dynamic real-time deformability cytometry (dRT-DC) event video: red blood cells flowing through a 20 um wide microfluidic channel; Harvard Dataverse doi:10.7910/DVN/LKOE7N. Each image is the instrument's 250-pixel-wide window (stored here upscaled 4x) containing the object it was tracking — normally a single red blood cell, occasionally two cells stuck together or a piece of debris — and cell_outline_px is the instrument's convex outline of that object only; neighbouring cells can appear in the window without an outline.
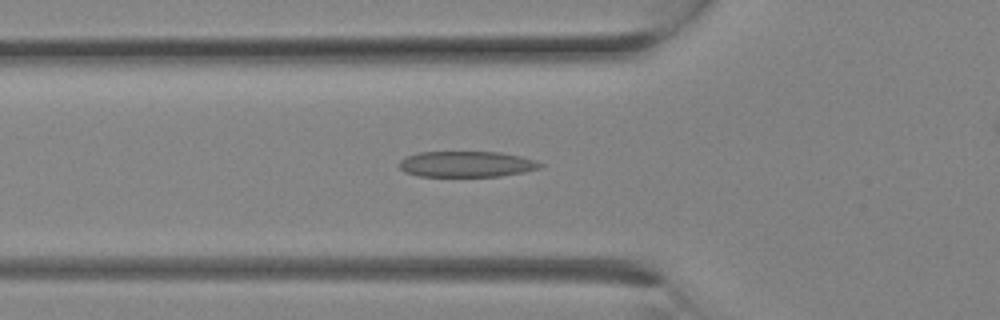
{"species": "Egyptian fruit bat (a non-hibernating species)", "species_latin": "Rousettus aegyptiacus", "temperature_condition": "room temperature", "stored_images_in_passage": 4, "camera_frame_rate_fps": 3000, "um_per_image_px": 0.085, "animal": {"sex": "female"}, "frame": {"image": 1, "passage_image": 2, "time_ms": 0.333, "image_size_px": [1000, 320], "cell_outline_px": [[544, 164], [540, 168], [524, 172], [500, 176], [420, 176], [404, 172], [400, 168], [400, 160], [404, 156], [420, 152], [500, 152], [520, 156], [536, 160]], "centroid_in_image_um": [39.66, 13.95], "position_along_channel_um": 86.1, "area_um2": 21.27}}
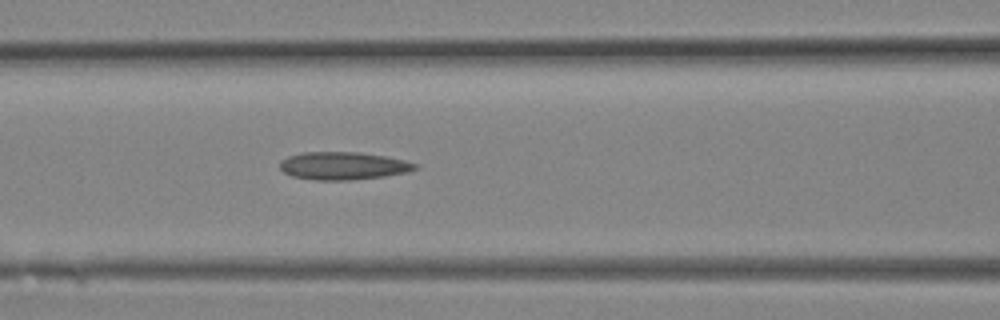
{"frame": {"image": 2, "passage_image": 4, "time_ms": 1.0, "image_size_px": [1000, 320], "cell_outline_px": [[420, 164], [416, 168], [408, 172], [384, 176], [352, 180], [316, 180], [292, 176], [284, 172], [280, 168], [280, 160], [288, 156], [304, 152], [360, 152], [384, 156], [404, 160]], "centroid_in_image_um": [29.17, 14.09], "position_along_channel_um": 137.4, "area_um2": 21.91}}